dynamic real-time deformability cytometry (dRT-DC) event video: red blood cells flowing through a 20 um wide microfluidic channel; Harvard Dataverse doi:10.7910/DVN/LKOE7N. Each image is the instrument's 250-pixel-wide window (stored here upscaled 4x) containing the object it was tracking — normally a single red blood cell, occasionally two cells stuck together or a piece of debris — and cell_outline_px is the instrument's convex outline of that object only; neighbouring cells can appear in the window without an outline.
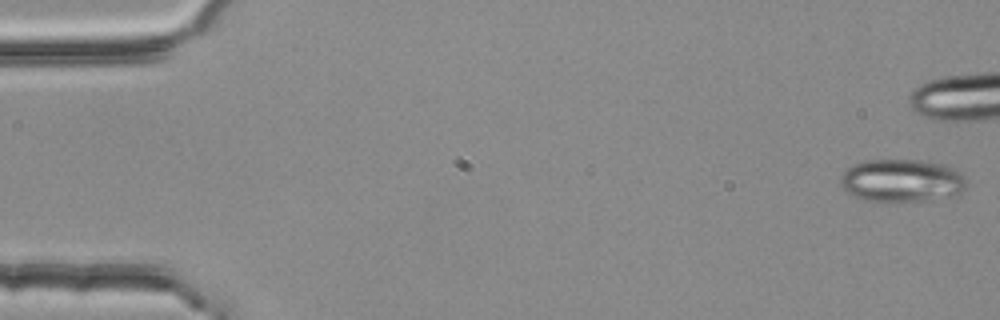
{"species": "common noctule bat (a hibernating species)", "species_latin": "Nyctalus noctula", "temperature_condition": "room temperature", "stored_images_in_passage": 4, "camera_frame_rate_fps": 3000, "um_per_image_px": 0.085, "animal": {"sex": "female", "body_mass_g": 25.1}, "frame": {"image": 1, "passage_image": 1, "time_ms": 0.0, "image_size_px": [1000, 320], "cell_outline_px": [[964, 188], [960, 192], [948, 196], [920, 200], [884, 204], [864, 200], [848, 192], [840, 184], [840, 180], [844, 172], [848, 168], [864, 160], [924, 160], [944, 164], [960, 172], [964, 176]], "centroid_in_image_um": [76.61, 15.36], "position_along_channel_um": 8.4, "area_um2": 31.44}}